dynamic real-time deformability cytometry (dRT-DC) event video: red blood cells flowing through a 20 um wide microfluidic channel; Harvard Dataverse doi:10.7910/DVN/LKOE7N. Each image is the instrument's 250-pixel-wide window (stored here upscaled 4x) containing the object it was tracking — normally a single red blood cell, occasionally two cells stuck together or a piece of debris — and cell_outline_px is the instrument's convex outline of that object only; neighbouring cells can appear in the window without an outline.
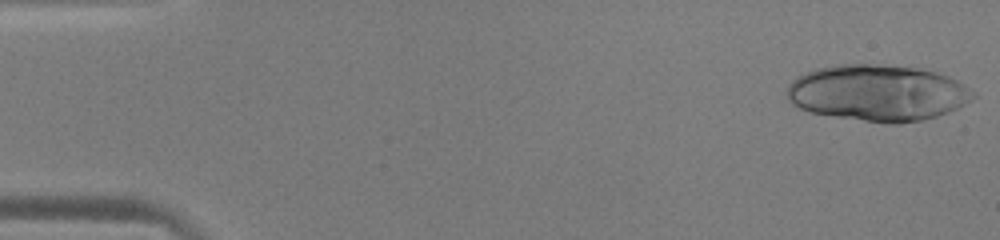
{"species": "human", "species_latin": "Homo sapiens", "temperature_condition": "warm", "stored_images_in_passage": 21, "camera_frame_rate_fps": 3000, "um_per_image_px": 0.085, "donor": {"sex": "male"}, "frame": {"image": 1, "passage_image": 1, "time_ms": 0.0, "image_size_px": [1000, 240], "cell_outline_px": [[976, 96], [964, 104], [948, 112], [936, 116], [920, 120], [900, 124], [892, 124], [808, 112], [792, 104], [788, 100], [788, 84], [796, 76], [804, 72], [816, 68], [836, 64], [868, 64], [920, 68], [936, 72], [948, 76], [964, 84], [976, 92]], "centroid_in_image_um": [74.59, 7.88], "position_along_channel_um": 10.4, "area_um2": 61.04}}
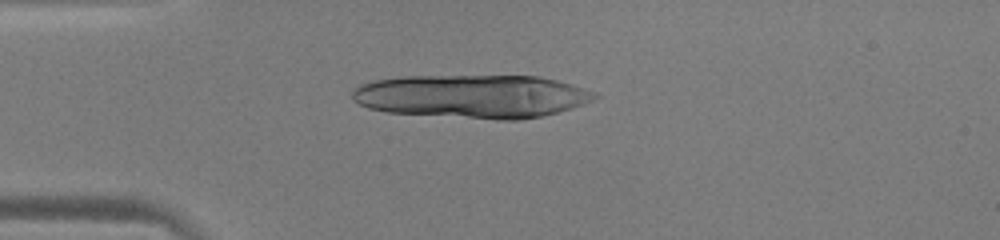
{"frame": {"image": 2, "passage_image": 13, "time_ms": 4.0, "image_size_px": [1000, 240], "cell_outline_px": [[600, 96], [592, 100], [572, 108], [540, 116], [516, 120], [500, 120], [388, 112], [368, 108], [352, 100], [352, 88], [360, 84], [376, 80], [400, 76], [540, 76], [572, 84], [596, 92]], "centroid_in_image_um": [40.12, 8.18], "position_along_channel_um": 44.9, "area_um2": 61.38}}